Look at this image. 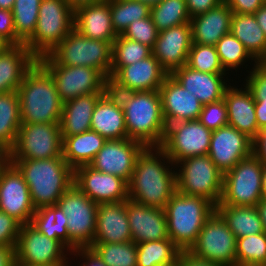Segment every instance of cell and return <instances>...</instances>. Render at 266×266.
Instances as JSON below:
<instances>
[{"instance_id": "34", "label": "cell", "mask_w": 266, "mask_h": 266, "mask_svg": "<svg viewBox=\"0 0 266 266\" xmlns=\"http://www.w3.org/2000/svg\"><path fill=\"white\" fill-rule=\"evenodd\" d=\"M216 211L226 221L236 239L265 232L256 206L217 205Z\"/></svg>"}, {"instance_id": "58", "label": "cell", "mask_w": 266, "mask_h": 266, "mask_svg": "<svg viewBox=\"0 0 266 266\" xmlns=\"http://www.w3.org/2000/svg\"><path fill=\"white\" fill-rule=\"evenodd\" d=\"M254 16L266 35V2L254 13Z\"/></svg>"}, {"instance_id": "41", "label": "cell", "mask_w": 266, "mask_h": 266, "mask_svg": "<svg viewBox=\"0 0 266 266\" xmlns=\"http://www.w3.org/2000/svg\"><path fill=\"white\" fill-rule=\"evenodd\" d=\"M106 266H137V244L93 243L89 247Z\"/></svg>"}, {"instance_id": "11", "label": "cell", "mask_w": 266, "mask_h": 266, "mask_svg": "<svg viewBox=\"0 0 266 266\" xmlns=\"http://www.w3.org/2000/svg\"><path fill=\"white\" fill-rule=\"evenodd\" d=\"M263 163L252 153L223 174L218 205L256 206L262 199Z\"/></svg>"}, {"instance_id": "20", "label": "cell", "mask_w": 266, "mask_h": 266, "mask_svg": "<svg viewBox=\"0 0 266 266\" xmlns=\"http://www.w3.org/2000/svg\"><path fill=\"white\" fill-rule=\"evenodd\" d=\"M252 142L245 133L227 125L212 132L208 156L224 174L252 154Z\"/></svg>"}, {"instance_id": "21", "label": "cell", "mask_w": 266, "mask_h": 266, "mask_svg": "<svg viewBox=\"0 0 266 266\" xmlns=\"http://www.w3.org/2000/svg\"><path fill=\"white\" fill-rule=\"evenodd\" d=\"M191 45V24L185 23L159 32L152 55L171 74L175 69L186 65Z\"/></svg>"}, {"instance_id": "36", "label": "cell", "mask_w": 266, "mask_h": 266, "mask_svg": "<svg viewBox=\"0 0 266 266\" xmlns=\"http://www.w3.org/2000/svg\"><path fill=\"white\" fill-rule=\"evenodd\" d=\"M21 124L18 92L0 93V144L9 152L15 145Z\"/></svg>"}, {"instance_id": "44", "label": "cell", "mask_w": 266, "mask_h": 266, "mask_svg": "<svg viewBox=\"0 0 266 266\" xmlns=\"http://www.w3.org/2000/svg\"><path fill=\"white\" fill-rule=\"evenodd\" d=\"M152 55V48L118 35L112 44V66H128Z\"/></svg>"}, {"instance_id": "13", "label": "cell", "mask_w": 266, "mask_h": 266, "mask_svg": "<svg viewBox=\"0 0 266 266\" xmlns=\"http://www.w3.org/2000/svg\"><path fill=\"white\" fill-rule=\"evenodd\" d=\"M188 253L223 266L236 264V237L216 210L205 222Z\"/></svg>"}, {"instance_id": "46", "label": "cell", "mask_w": 266, "mask_h": 266, "mask_svg": "<svg viewBox=\"0 0 266 266\" xmlns=\"http://www.w3.org/2000/svg\"><path fill=\"white\" fill-rule=\"evenodd\" d=\"M158 31L151 16L133 21L122 34L125 38L140 42L151 48L154 47L158 37Z\"/></svg>"}, {"instance_id": "31", "label": "cell", "mask_w": 266, "mask_h": 266, "mask_svg": "<svg viewBox=\"0 0 266 266\" xmlns=\"http://www.w3.org/2000/svg\"><path fill=\"white\" fill-rule=\"evenodd\" d=\"M104 93L79 96L63 103L60 119L62 139L91 130V118L98 99Z\"/></svg>"}, {"instance_id": "49", "label": "cell", "mask_w": 266, "mask_h": 266, "mask_svg": "<svg viewBox=\"0 0 266 266\" xmlns=\"http://www.w3.org/2000/svg\"><path fill=\"white\" fill-rule=\"evenodd\" d=\"M21 223L0 211V245L16 246Z\"/></svg>"}, {"instance_id": "48", "label": "cell", "mask_w": 266, "mask_h": 266, "mask_svg": "<svg viewBox=\"0 0 266 266\" xmlns=\"http://www.w3.org/2000/svg\"><path fill=\"white\" fill-rule=\"evenodd\" d=\"M242 78L245 85L252 91L255 100L266 97V67L258 62L248 73H244Z\"/></svg>"}, {"instance_id": "18", "label": "cell", "mask_w": 266, "mask_h": 266, "mask_svg": "<svg viewBox=\"0 0 266 266\" xmlns=\"http://www.w3.org/2000/svg\"><path fill=\"white\" fill-rule=\"evenodd\" d=\"M144 148L142 143L129 138L107 140L89 165L129 183L137 157Z\"/></svg>"}, {"instance_id": "67", "label": "cell", "mask_w": 266, "mask_h": 266, "mask_svg": "<svg viewBox=\"0 0 266 266\" xmlns=\"http://www.w3.org/2000/svg\"><path fill=\"white\" fill-rule=\"evenodd\" d=\"M14 266H26V265H23V264H21V263H19V262H15V264H14Z\"/></svg>"}, {"instance_id": "32", "label": "cell", "mask_w": 266, "mask_h": 266, "mask_svg": "<svg viewBox=\"0 0 266 266\" xmlns=\"http://www.w3.org/2000/svg\"><path fill=\"white\" fill-rule=\"evenodd\" d=\"M107 140L93 130L63 138L62 156L74 170L89 165Z\"/></svg>"}, {"instance_id": "62", "label": "cell", "mask_w": 266, "mask_h": 266, "mask_svg": "<svg viewBox=\"0 0 266 266\" xmlns=\"http://www.w3.org/2000/svg\"><path fill=\"white\" fill-rule=\"evenodd\" d=\"M262 198L266 199V164L262 168Z\"/></svg>"}, {"instance_id": "65", "label": "cell", "mask_w": 266, "mask_h": 266, "mask_svg": "<svg viewBox=\"0 0 266 266\" xmlns=\"http://www.w3.org/2000/svg\"><path fill=\"white\" fill-rule=\"evenodd\" d=\"M148 5L150 8L161 2L162 0H135Z\"/></svg>"}, {"instance_id": "61", "label": "cell", "mask_w": 266, "mask_h": 266, "mask_svg": "<svg viewBox=\"0 0 266 266\" xmlns=\"http://www.w3.org/2000/svg\"><path fill=\"white\" fill-rule=\"evenodd\" d=\"M10 161V152L0 144V170Z\"/></svg>"}, {"instance_id": "60", "label": "cell", "mask_w": 266, "mask_h": 266, "mask_svg": "<svg viewBox=\"0 0 266 266\" xmlns=\"http://www.w3.org/2000/svg\"><path fill=\"white\" fill-rule=\"evenodd\" d=\"M258 213L260 215V219L263 223L264 230L266 232V199H261L256 205Z\"/></svg>"}, {"instance_id": "10", "label": "cell", "mask_w": 266, "mask_h": 266, "mask_svg": "<svg viewBox=\"0 0 266 266\" xmlns=\"http://www.w3.org/2000/svg\"><path fill=\"white\" fill-rule=\"evenodd\" d=\"M57 205L67 216L69 249L89 248L94 242L98 204L73 184Z\"/></svg>"}, {"instance_id": "8", "label": "cell", "mask_w": 266, "mask_h": 266, "mask_svg": "<svg viewBox=\"0 0 266 266\" xmlns=\"http://www.w3.org/2000/svg\"><path fill=\"white\" fill-rule=\"evenodd\" d=\"M177 192L206 198L217 206L222 197L223 173L208 155L185 158L175 164Z\"/></svg>"}, {"instance_id": "64", "label": "cell", "mask_w": 266, "mask_h": 266, "mask_svg": "<svg viewBox=\"0 0 266 266\" xmlns=\"http://www.w3.org/2000/svg\"><path fill=\"white\" fill-rule=\"evenodd\" d=\"M11 44L0 35V52L5 51Z\"/></svg>"}, {"instance_id": "14", "label": "cell", "mask_w": 266, "mask_h": 266, "mask_svg": "<svg viewBox=\"0 0 266 266\" xmlns=\"http://www.w3.org/2000/svg\"><path fill=\"white\" fill-rule=\"evenodd\" d=\"M59 123H22L10 159H48L62 155Z\"/></svg>"}, {"instance_id": "22", "label": "cell", "mask_w": 266, "mask_h": 266, "mask_svg": "<svg viewBox=\"0 0 266 266\" xmlns=\"http://www.w3.org/2000/svg\"><path fill=\"white\" fill-rule=\"evenodd\" d=\"M158 91L166 125L199 119L203 104L170 74Z\"/></svg>"}, {"instance_id": "26", "label": "cell", "mask_w": 266, "mask_h": 266, "mask_svg": "<svg viewBox=\"0 0 266 266\" xmlns=\"http://www.w3.org/2000/svg\"><path fill=\"white\" fill-rule=\"evenodd\" d=\"M126 201L98 204L93 243L131 242Z\"/></svg>"}, {"instance_id": "5", "label": "cell", "mask_w": 266, "mask_h": 266, "mask_svg": "<svg viewBox=\"0 0 266 266\" xmlns=\"http://www.w3.org/2000/svg\"><path fill=\"white\" fill-rule=\"evenodd\" d=\"M164 210L169 238L182 252H188L216 206L206 198L176 191Z\"/></svg>"}, {"instance_id": "56", "label": "cell", "mask_w": 266, "mask_h": 266, "mask_svg": "<svg viewBox=\"0 0 266 266\" xmlns=\"http://www.w3.org/2000/svg\"><path fill=\"white\" fill-rule=\"evenodd\" d=\"M16 246L0 245V266H14L16 262Z\"/></svg>"}, {"instance_id": "28", "label": "cell", "mask_w": 266, "mask_h": 266, "mask_svg": "<svg viewBox=\"0 0 266 266\" xmlns=\"http://www.w3.org/2000/svg\"><path fill=\"white\" fill-rule=\"evenodd\" d=\"M74 28L84 37L113 44L117 34L113 30L110 0L81 6L74 10Z\"/></svg>"}, {"instance_id": "45", "label": "cell", "mask_w": 266, "mask_h": 266, "mask_svg": "<svg viewBox=\"0 0 266 266\" xmlns=\"http://www.w3.org/2000/svg\"><path fill=\"white\" fill-rule=\"evenodd\" d=\"M186 65L204 73H227L220 62L216 46L192 43Z\"/></svg>"}, {"instance_id": "66", "label": "cell", "mask_w": 266, "mask_h": 266, "mask_svg": "<svg viewBox=\"0 0 266 266\" xmlns=\"http://www.w3.org/2000/svg\"><path fill=\"white\" fill-rule=\"evenodd\" d=\"M260 63L266 67V56L260 61Z\"/></svg>"}, {"instance_id": "7", "label": "cell", "mask_w": 266, "mask_h": 266, "mask_svg": "<svg viewBox=\"0 0 266 266\" xmlns=\"http://www.w3.org/2000/svg\"><path fill=\"white\" fill-rule=\"evenodd\" d=\"M49 55L60 65L92 67L110 79L112 44L84 37L75 28Z\"/></svg>"}, {"instance_id": "29", "label": "cell", "mask_w": 266, "mask_h": 266, "mask_svg": "<svg viewBox=\"0 0 266 266\" xmlns=\"http://www.w3.org/2000/svg\"><path fill=\"white\" fill-rule=\"evenodd\" d=\"M233 12L222 1L206 13L191 18L192 43L216 46L217 42L230 32Z\"/></svg>"}, {"instance_id": "59", "label": "cell", "mask_w": 266, "mask_h": 266, "mask_svg": "<svg viewBox=\"0 0 266 266\" xmlns=\"http://www.w3.org/2000/svg\"><path fill=\"white\" fill-rule=\"evenodd\" d=\"M106 0H66V2L68 3V5L73 9H77L81 6L84 5H89V4H93V3H100Z\"/></svg>"}, {"instance_id": "12", "label": "cell", "mask_w": 266, "mask_h": 266, "mask_svg": "<svg viewBox=\"0 0 266 266\" xmlns=\"http://www.w3.org/2000/svg\"><path fill=\"white\" fill-rule=\"evenodd\" d=\"M15 248L16 261L26 266H70L71 250L30 223L21 225Z\"/></svg>"}, {"instance_id": "2", "label": "cell", "mask_w": 266, "mask_h": 266, "mask_svg": "<svg viewBox=\"0 0 266 266\" xmlns=\"http://www.w3.org/2000/svg\"><path fill=\"white\" fill-rule=\"evenodd\" d=\"M22 173L29 187L35 209L57 205L60 197L73 185L74 170L63 156L48 159H10Z\"/></svg>"}, {"instance_id": "23", "label": "cell", "mask_w": 266, "mask_h": 266, "mask_svg": "<svg viewBox=\"0 0 266 266\" xmlns=\"http://www.w3.org/2000/svg\"><path fill=\"white\" fill-rule=\"evenodd\" d=\"M238 82L241 84L238 85ZM223 99L227 107L228 125L236 128L239 132L245 133L253 140L259 130L252 91L243 81L241 82V79L234 80V83L232 82L226 88Z\"/></svg>"}, {"instance_id": "1", "label": "cell", "mask_w": 266, "mask_h": 266, "mask_svg": "<svg viewBox=\"0 0 266 266\" xmlns=\"http://www.w3.org/2000/svg\"><path fill=\"white\" fill-rule=\"evenodd\" d=\"M177 191L175 165L160 147H145L128 183V199L164 209Z\"/></svg>"}, {"instance_id": "51", "label": "cell", "mask_w": 266, "mask_h": 266, "mask_svg": "<svg viewBox=\"0 0 266 266\" xmlns=\"http://www.w3.org/2000/svg\"><path fill=\"white\" fill-rule=\"evenodd\" d=\"M76 257V258H75ZM78 259V263H73ZM77 266H106L90 248H77L70 253V265Z\"/></svg>"}, {"instance_id": "54", "label": "cell", "mask_w": 266, "mask_h": 266, "mask_svg": "<svg viewBox=\"0 0 266 266\" xmlns=\"http://www.w3.org/2000/svg\"><path fill=\"white\" fill-rule=\"evenodd\" d=\"M252 153L266 164V128L259 130L252 142Z\"/></svg>"}, {"instance_id": "37", "label": "cell", "mask_w": 266, "mask_h": 266, "mask_svg": "<svg viewBox=\"0 0 266 266\" xmlns=\"http://www.w3.org/2000/svg\"><path fill=\"white\" fill-rule=\"evenodd\" d=\"M181 252L170 238L137 243V266H172Z\"/></svg>"}, {"instance_id": "53", "label": "cell", "mask_w": 266, "mask_h": 266, "mask_svg": "<svg viewBox=\"0 0 266 266\" xmlns=\"http://www.w3.org/2000/svg\"><path fill=\"white\" fill-rule=\"evenodd\" d=\"M222 1L223 0H186V7L189 16L192 18L196 15L206 13Z\"/></svg>"}, {"instance_id": "40", "label": "cell", "mask_w": 266, "mask_h": 266, "mask_svg": "<svg viewBox=\"0 0 266 266\" xmlns=\"http://www.w3.org/2000/svg\"><path fill=\"white\" fill-rule=\"evenodd\" d=\"M150 7L135 0H110L113 30L121 35L130 23L150 16Z\"/></svg>"}, {"instance_id": "19", "label": "cell", "mask_w": 266, "mask_h": 266, "mask_svg": "<svg viewBox=\"0 0 266 266\" xmlns=\"http://www.w3.org/2000/svg\"><path fill=\"white\" fill-rule=\"evenodd\" d=\"M73 184L97 204L128 199V183L125 180L95 170L90 165H82L74 169Z\"/></svg>"}, {"instance_id": "42", "label": "cell", "mask_w": 266, "mask_h": 266, "mask_svg": "<svg viewBox=\"0 0 266 266\" xmlns=\"http://www.w3.org/2000/svg\"><path fill=\"white\" fill-rule=\"evenodd\" d=\"M236 265L266 266V232L236 239Z\"/></svg>"}, {"instance_id": "50", "label": "cell", "mask_w": 266, "mask_h": 266, "mask_svg": "<svg viewBox=\"0 0 266 266\" xmlns=\"http://www.w3.org/2000/svg\"><path fill=\"white\" fill-rule=\"evenodd\" d=\"M0 35L11 45L22 44L16 37L14 19L11 10L0 9Z\"/></svg>"}, {"instance_id": "43", "label": "cell", "mask_w": 266, "mask_h": 266, "mask_svg": "<svg viewBox=\"0 0 266 266\" xmlns=\"http://www.w3.org/2000/svg\"><path fill=\"white\" fill-rule=\"evenodd\" d=\"M42 0H15L12 14L16 37L25 43L36 29L39 7Z\"/></svg>"}, {"instance_id": "52", "label": "cell", "mask_w": 266, "mask_h": 266, "mask_svg": "<svg viewBox=\"0 0 266 266\" xmlns=\"http://www.w3.org/2000/svg\"><path fill=\"white\" fill-rule=\"evenodd\" d=\"M233 13L254 14L266 0H223Z\"/></svg>"}, {"instance_id": "15", "label": "cell", "mask_w": 266, "mask_h": 266, "mask_svg": "<svg viewBox=\"0 0 266 266\" xmlns=\"http://www.w3.org/2000/svg\"><path fill=\"white\" fill-rule=\"evenodd\" d=\"M212 132L198 119L174 122L166 126L160 148L174 165L188 157L208 155Z\"/></svg>"}, {"instance_id": "39", "label": "cell", "mask_w": 266, "mask_h": 266, "mask_svg": "<svg viewBox=\"0 0 266 266\" xmlns=\"http://www.w3.org/2000/svg\"><path fill=\"white\" fill-rule=\"evenodd\" d=\"M150 16L158 32L190 23L186 0H162L150 9Z\"/></svg>"}, {"instance_id": "9", "label": "cell", "mask_w": 266, "mask_h": 266, "mask_svg": "<svg viewBox=\"0 0 266 266\" xmlns=\"http://www.w3.org/2000/svg\"><path fill=\"white\" fill-rule=\"evenodd\" d=\"M38 62L54 79L63 103L79 96L105 93L109 89V80L95 68L60 65L49 54L39 58Z\"/></svg>"}, {"instance_id": "4", "label": "cell", "mask_w": 266, "mask_h": 266, "mask_svg": "<svg viewBox=\"0 0 266 266\" xmlns=\"http://www.w3.org/2000/svg\"><path fill=\"white\" fill-rule=\"evenodd\" d=\"M21 123H60L63 102L54 79L37 61L18 87Z\"/></svg>"}, {"instance_id": "57", "label": "cell", "mask_w": 266, "mask_h": 266, "mask_svg": "<svg viewBox=\"0 0 266 266\" xmlns=\"http://www.w3.org/2000/svg\"><path fill=\"white\" fill-rule=\"evenodd\" d=\"M255 113L258 130L266 128V97L261 100H255Z\"/></svg>"}, {"instance_id": "16", "label": "cell", "mask_w": 266, "mask_h": 266, "mask_svg": "<svg viewBox=\"0 0 266 266\" xmlns=\"http://www.w3.org/2000/svg\"><path fill=\"white\" fill-rule=\"evenodd\" d=\"M168 75L151 55L128 66H112L109 89L112 92L156 91Z\"/></svg>"}, {"instance_id": "47", "label": "cell", "mask_w": 266, "mask_h": 266, "mask_svg": "<svg viewBox=\"0 0 266 266\" xmlns=\"http://www.w3.org/2000/svg\"><path fill=\"white\" fill-rule=\"evenodd\" d=\"M198 120L212 131L227 126L228 113L224 99L203 105Z\"/></svg>"}, {"instance_id": "35", "label": "cell", "mask_w": 266, "mask_h": 266, "mask_svg": "<svg viewBox=\"0 0 266 266\" xmlns=\"http://www.w3.org/2000/svg\"><path fill=\"white\" fill-rule=\"evenodd\" d=\"M217 53L220 59V62L224 70L229 74L233 75L235 80L236 78L240 80L243 76L242 72H249L258 62L249 54L245 49L242 42H240L235 36L230 32L225 34L216 44ZM247 63V64H246ZM250 64V65H249ZM249 70H244V69ZM241 70V71H239ZM233 72V73H232ZM241 72L238 74L237 73ZM242 74V75H241ZM241 76V77H239Z\"/></svg>"}, {"instance_id": "27", "label": "cell", "mask_w": 266, "mask_h": 266, "mask_svg": "<svg viewBox=\"0 0 266 266\" xmlns=\"http://www.w3.org/2000/svg\"><path fill=\"white\" fill-rule=\"evenodd\" d=\"M91 130L106 140L128 138L122 104L110 89L98 99L94 107Z\"/></svg>"}, {"instance_id": "24", "label": "cell", "mask_w": 266, "mask_h": 266, "mask_svg": "<svg viewBox=\"0 0 266 266\" xmlns=\"http://www.w3.org/2000/svg\"><path fill=\"white\" fill-rule=\"evenodd\" d=\"M170 75L203 105L223 99L226 88L235 80L228 73H204L187 65L175 69Z\"/></svg>"}, {"instance_id": "6", "label": "cell", "mask_w": 266, "mask_h": 266, "mask_svg": "<svg viewBox=\"0 0 266 266\" xmlns=\"http://www.w3.org/2000/svg\"><path fill=\"white\" fill-rule=\"evenodd\" d=\"M73 21L66 0H42L34 34L24 44L37 59L48 55L74 28Z\"/></svg>"}, {"instance_id": "25", "label": "cell", "mask_w": 266, "mask_h": 266, "mask_svg": "<svg viewBox=\"0 0 266 266\" xmlns=\"http://www.w3.org/2000/svg\"><path fill=\"white\" fill-rule=\"evenodd\" d=\"M129 228L134 243L169 238L164 209L149 207L131 199L126 200Z\"/></svg>"}, {"instance_id": "17", "label": "cell", "mask_w": 266, "mask_h": 266, "mask_svg": "<svg viewBox=\"0 0 266 266\" xmlns=\"http://www.w3.org/2000/svg\"><path fill=\"white\" fill-rule=\"evenodd\" d=\"M0 211L22 225L30 223L36 211L22 173L10 161L0 170Z\"/></svg>"}, {"instance_id": "55", "label": "cell", "mask_w": 266, "mask_h": 266, "mask_svg": "<svg viewBox=\"0 0 266 266\" xmlns=\"http://www.w3.org/2000/svg\"><path fill=\"white\" fill-rule=\"evenodd\" d=\"M177 265L178 266H223L215 262H210L195 258L188 252H181L177 261Z\"/></svg>"}, {"instance_id": "30", "label": "cell", "mask_w": 266, "mask_h": 266, "mask_svg": "<svg viewBox=\"0 0 266 266\" xmlns=\"http://www.w3.org/2000/svg\"><path fill=\"white\" fill-rule=\"evenodd\" d=\"M37 61L24 43L10 45L0 52V93L17 91L25 74Z\"/></svg>"}, {"instance_id": "3", "label": "cell", "mask_w": 266, "mask_h": 266, "mask_svg": "<svg viewBox=\"0 0 266 266\" xmlns=\"http://www.w3.org/2000/svg\"><path fill=\"white\" fill-rule=\"evenodd\" d=\"M123 107L128 138L160 147L166 132L159 91L113 92Z\"/></svg>"}, {"instance_id": "38", "label": "cell", "mask_w": 266, "mask_h": 266, "mask_svg": "<svg viewBox=\"0 0 266 266\" xmlns=\"http://www.w3.org/2000/svg\"><path fill=\"white\" fill-rule=\"evenodd\" d=\"M30 224L48 238L61 240L69 248L67 216L58 205L36 209Z\"/></svg>"}, {"instance_id": "63", "label": "cell", "mask_w": 266, "mask_h": 266, "mask_svg": "<svg viewBox=\"0 0 266 266\" xmlns=\"http://www.w3.org/2000/svg\"><path fill=\"white\" fill-rule=\"evenodd\" d=\"M15 0H0V9L12 10Z\"/></svg>"}, {"instance_id": "33", "label": "cell", "mask_w": 266, "mask_h": 266, "mask_svg": "<svg viewBox=\"0 0 266 266\" xmlns=\"http://www.w3.org/2000/svg\"><path fill=\"white\" fill-rule=\"evenodd\" d=\"M230 33L242 42L257 62L266 56V35L257 23L254 14L233 13Z\"/></svg>"}]
</instances>
